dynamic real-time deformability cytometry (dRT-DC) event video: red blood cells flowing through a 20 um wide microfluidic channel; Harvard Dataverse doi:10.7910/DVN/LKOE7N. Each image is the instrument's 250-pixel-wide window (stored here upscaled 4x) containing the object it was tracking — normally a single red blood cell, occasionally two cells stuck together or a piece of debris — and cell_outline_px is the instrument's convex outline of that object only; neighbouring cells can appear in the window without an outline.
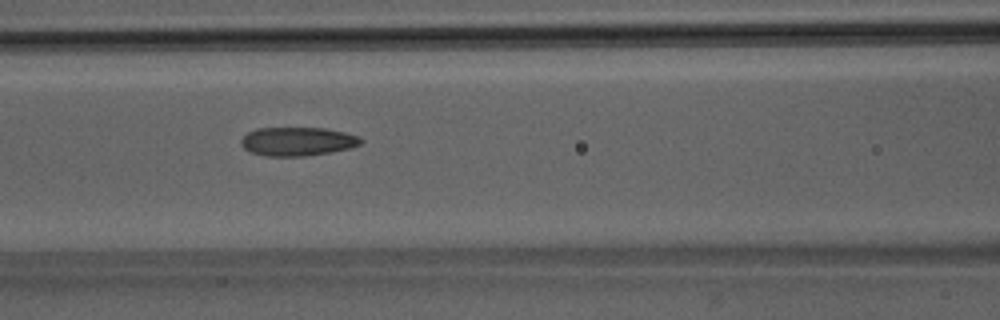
{"species": "Egyptian fruit bat (a non-hibernating species)", "species_latin": "Rousettus aegyptiacus", "temperature_condition": "room temperature", "stored_images_in_passage": 6, "camera_frame_rate_fps": 3000, "um_per_image_px": 0.085, "animal": {"sex": "male"}, "frame": {"image": 1, "passage_image": 3, "time_ms": 2.333, "image_size_px": [1000, 320], "cell_outline_px": [[364, 140], [360, 144], [348, 148], [332, 152], [304, 156], [264, 156], [252, 152], [244, 148], [240, 144], [240, 140], [248, 132], [256, 128], [324, 128], [344, 132], [360, 136]], "centroid_in_image_um": [25.29, 12.02], "position_along_channel_um": 141.3, "area_um2": 20.06}}